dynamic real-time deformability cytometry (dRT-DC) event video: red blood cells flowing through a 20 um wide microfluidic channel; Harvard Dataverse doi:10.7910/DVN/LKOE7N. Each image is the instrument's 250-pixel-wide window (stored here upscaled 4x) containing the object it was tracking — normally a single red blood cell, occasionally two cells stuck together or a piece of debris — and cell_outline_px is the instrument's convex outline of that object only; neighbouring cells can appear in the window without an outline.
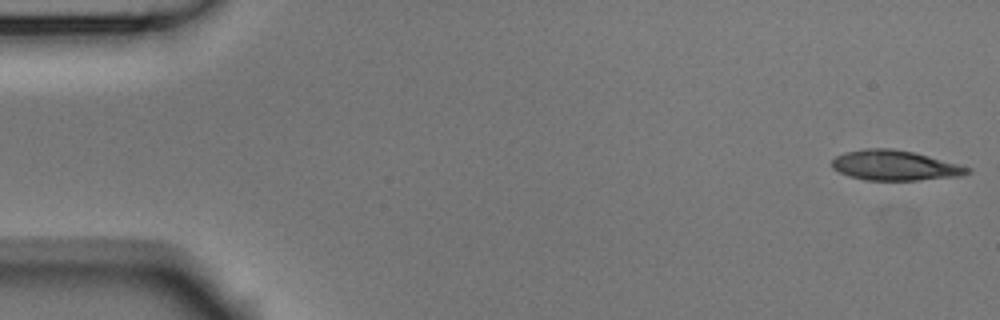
{"species": "Egyptian fruit bat (a non-hibernating species)", "species_latin": "Rousettus aegyptiacus", "temperature_condition": "room temperature", "stored_images_in_passage": 53, "camera_frame_rate_fps": 3000, "um_per_image_px": 0.085, "animal": {"sex": "male"}, "frame": {"image": 1, "passage_image": 1, "time_ms": 0.0, "image_size_px": [1000, 320], "cell_outline_px": [[972, 172], [960, 176], [916, 180], [864, 180], [848, 176], [832, 168], [832, 160], [836, 156], [844, 152], [864, 148], [892, 148], [912, 152], [928, 156], [972, 168]], "centroid_in_image_um": [76.04, 14.06], "position_along_channel_um": 9.0, "area_um2": 23.7}}
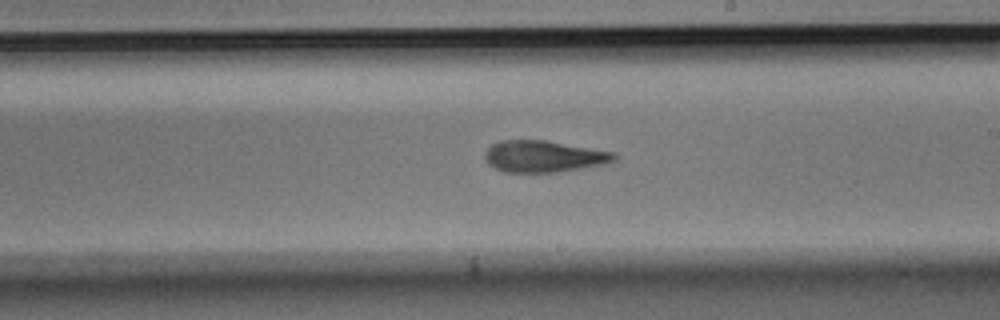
{"frame": {"image": 2, "passage_image": 30, "time_ms": 9.667, "image_size_px": [1000, 320], "cell_outline_px": [[616, 156], [612, 160], [604, 164], [560, 172], [504, 172], [488, 164], [484, 160], [484, 152], [492, 144], [500, 140], [544, 140], [616, 152]], "centroid_in_image_um": [46.18, 13.29], "position_along_channel_um": 242.8, "area_um2": 23.81}}
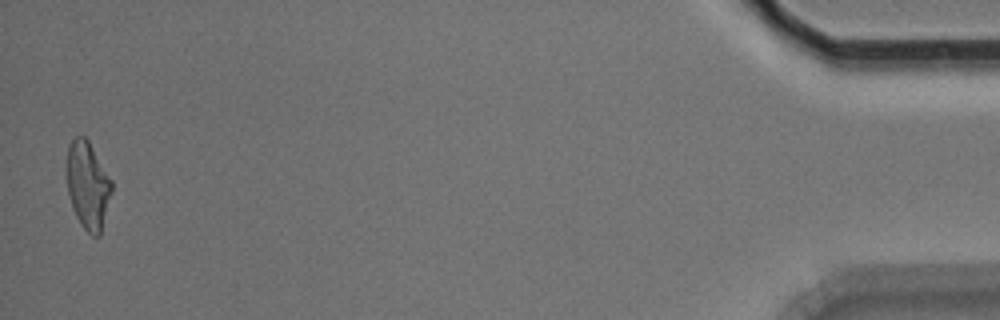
{"frame": {"image": 3, "passage_image": 52, "time_ms": 17.0, "image_size_px": [1000, 320], "cell_outline_px": [[112, 192], [100, 236], [92, 236], [80, 224], [72, 208], [68, 192], [64, 168], [68, 144], [76, 136], [84, 136], [88, 140], [112, 180]], "centroid_in_image_um": [7.43, 15.73], "position_along_channel_um": 427.8, "area_um2": 23.41}, "authors_computed_cell_mechanics": {"area_um2": 23.9292, "velocity_mm_per_s": 3.7607, "shape_relaxation_time_tau1_ms": 3.5477, "shape_relaxation_time_tau2_ms": 6.463, "deformation_change_tau1": 0.1498, "deformation_change_tau2": 0.1751}}